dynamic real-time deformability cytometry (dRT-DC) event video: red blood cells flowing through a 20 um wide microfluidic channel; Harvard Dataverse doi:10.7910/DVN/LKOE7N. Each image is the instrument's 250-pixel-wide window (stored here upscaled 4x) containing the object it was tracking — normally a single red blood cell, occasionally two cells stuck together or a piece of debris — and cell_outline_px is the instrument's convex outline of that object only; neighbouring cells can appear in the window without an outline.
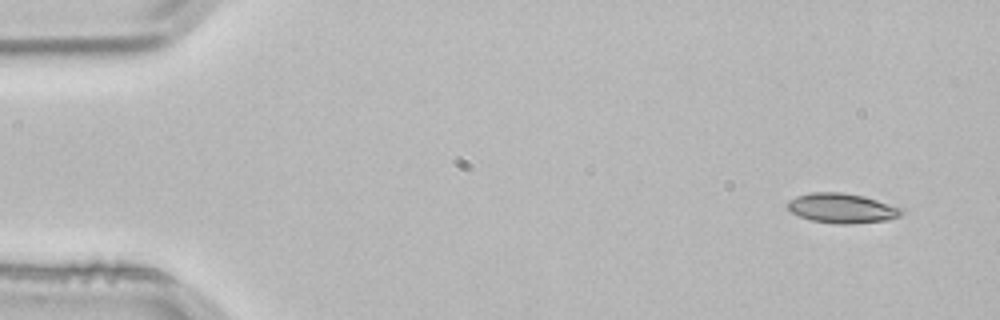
{"species": "common noctule bat (a hibernating species)", "species_latin": "Nyctalus noctula", "temperature_condition": "room temperature", "stored_images_in_passage": 4, "camera_frame_rate_fps": 3000, "um_per_image_px": 0.085, "animal": {"sex": "male", "body_mass_g": 21.5, "forearm_length_mm": 52.0}, "frame": {"image": 1, "passage_image": 1, "time_ms": 0.0, "image_size_px": [1000, 320], "cell_outline_px": [[904, 212], [900, 216], [888, 220], [852, 224], [836, 224], [812, 220], [800, 216], [792, 212], [788, 208], [788, 200], [796, 196], [812, 192], [844, 192], [864, 196], [904, 208]], "centroid_in_image_um": [71.61, 17.69], "position_along_channel_um": 13.4, "area_um2": 19.88}}
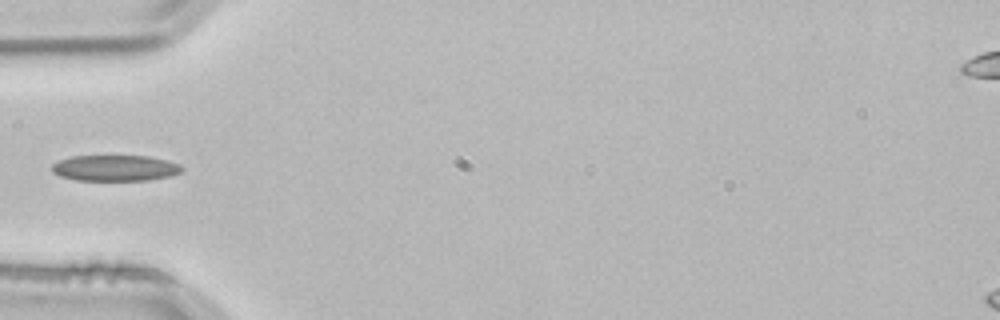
{"frame": {"image": 2, "passage_image": 4, "time_ms": 1.0, "image_size_px": [1000, 320], "cell_outline_px": [[184, 172], [168, 176], [148, 180], [76, 180], [60, 176], [52, 172], [52, 164], [60, 160], [72, 156], [148, 156], [180, 164], [184, 168]], "centroid_in_image_um": [9.79, 14.28], "position_along_channel_um": 75.2, "area_um2": 19.59}}